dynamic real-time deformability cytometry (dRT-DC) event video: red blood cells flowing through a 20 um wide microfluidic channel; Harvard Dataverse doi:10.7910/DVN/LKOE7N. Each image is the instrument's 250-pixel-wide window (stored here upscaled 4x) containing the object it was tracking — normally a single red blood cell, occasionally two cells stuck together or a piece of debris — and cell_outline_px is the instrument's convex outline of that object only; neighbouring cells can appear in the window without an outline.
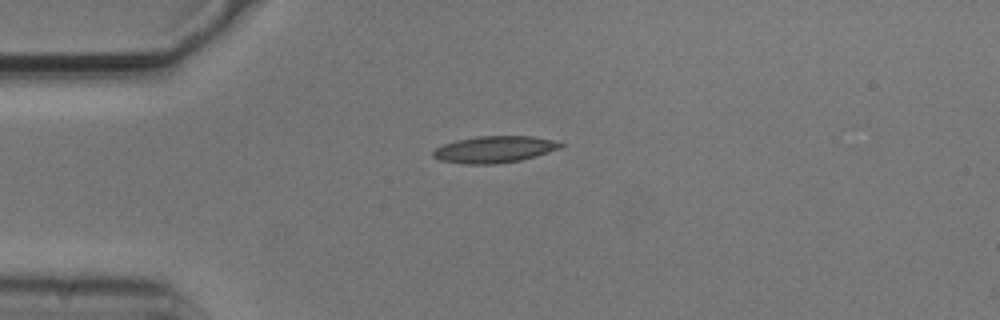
{"species": "common noctule bat (a hibernating species)", "species_latin": "Nyctalus noctula", "temperature_condition": "cold", "stored_images_in_passage": 4, "camera_frame_rate_fps": 3000, "um_per_image_px": 0.085, "animal": {"sex": "male", "body_mass_g": 20.5, "forearm_length_mm": 52.5}, "frame": {"image": 1, "passage_image": 1, "time_ms": 0.0, "image_size_px": [1000, 320], "cell_outline_px": [[564, 144], [560, 148], [536, 156], [520, 160], [496, 164], [464, 164], [440, 160], [432, 156], [432, 152], [436, 148], [444, 144], [456, 140], [476, 136], [532, 136], [552, 140]], "centroid_in_image_um": [42.0, 12.7], "position_along_channel_um": 43.0, "area_um2": 19.77}}
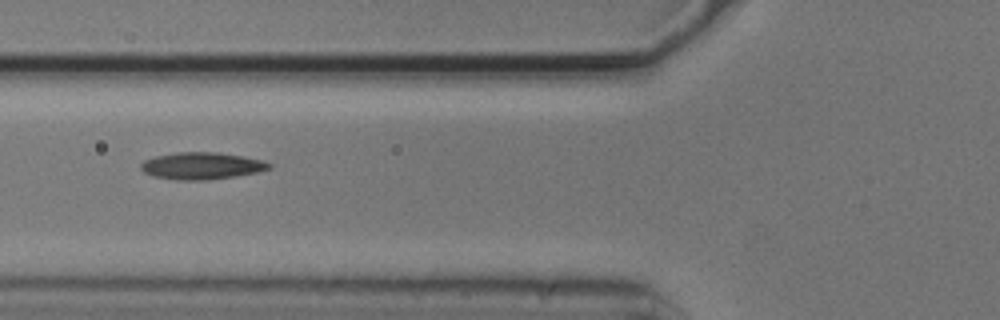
{"frame": {"image": 2, "passage_image": 3, "time_ms": 0.667, "image_size_px": [1000, 320], "cell_outline_px": [[272, 168], [260, 172], [236, 176], [208, 180], [176, 180], [152, 176], [144, 172], [140, 168], [140, 164], [144, 160], [156, 156], [180, 152], [216, 152], [264, 160], [272, 164]], "centroid_in_image_um": [17.16, 14.1], "position_along_channel_um": 108.6, "area_um2": 20.29}}
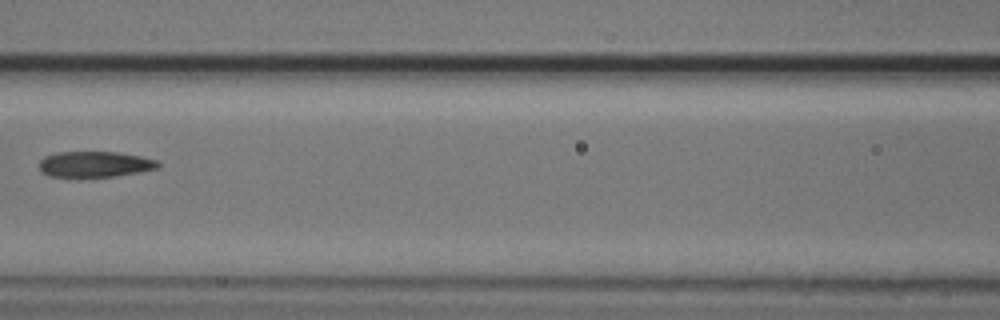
{"frame": {"image": 3, "passage_image": 4, "time_ms": 1.0, "image_size_px": [1000, 320], "cell_outline_px": [[160, 168], [140, 172], [116, 176], [48, 176], [40, 172], [40, 160], [44, 156], [56, 152], [116, 152], [140, 156], [156, 160], [160, 164]], "centroid_in_image_um": [8.06, 13.95], "position_along_channel_um": 158.5, "area_um2": 17.8}}